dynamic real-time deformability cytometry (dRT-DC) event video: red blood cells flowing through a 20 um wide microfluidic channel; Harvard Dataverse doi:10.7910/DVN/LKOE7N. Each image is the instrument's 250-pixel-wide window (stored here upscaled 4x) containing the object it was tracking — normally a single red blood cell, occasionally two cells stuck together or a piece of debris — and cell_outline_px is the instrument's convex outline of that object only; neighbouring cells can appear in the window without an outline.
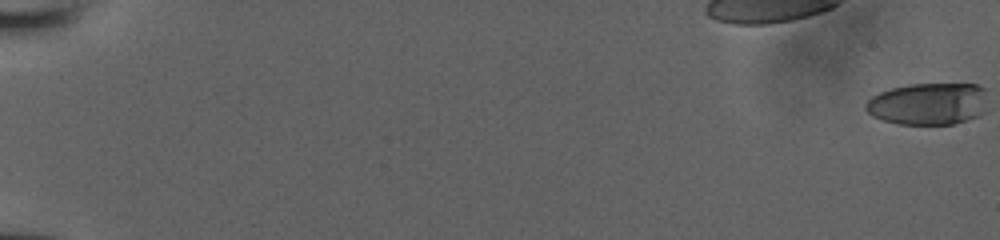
{"species": "human", "species_latin": "Homo sapiens", "temperature_condition": "room temperature", "stored_images_in_passage": 55, "camera_frame_rate_fps": 3000, "um_per_image_px": 0.085, "donor": {"sex": "male"}, "frame": {"image": 1, "passage_image": 1, "time_ms": 0.0, "image_size_px": [1000, 240], "cell_outline_px": [[984, 112], [980, 116], [952, 124], [896, 124], [872, 116], [864, 108], [864, 104], [872, 96], [880, 92], [892, 88], [912, 84], [976, 84], [984, 88]], "centroid_in_image_um": [78.87, 8.83], "position_along_channel_um": 6.1, "area_um2": 29.77}}
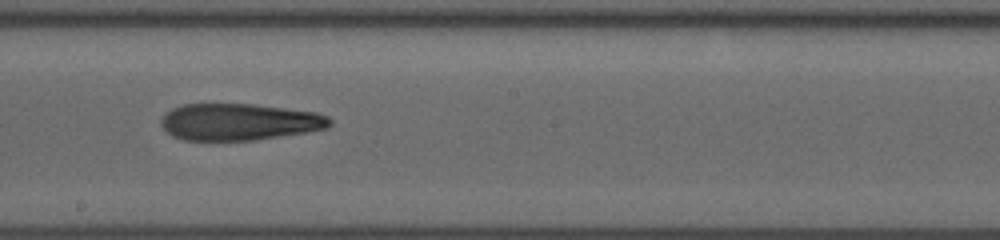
{"frame": {"image": 2, "passage_image": 34, "time_ms": 11.0, "image_size_px": [1000, 240], "cell_outline_px": [[332, 124], [328, 128], [304, 132], [252, 140], [184, 140], [172, 136], [160, 124], [160, 120], [164, 112], [172, 108], [184, 104], [252, 104], [316, 112], [328, 116], [332, 120]], "centroid_in_image_um": [20.3, 10.35], "position_along_channel_um": 227.9, "area_um2": 36.07}}
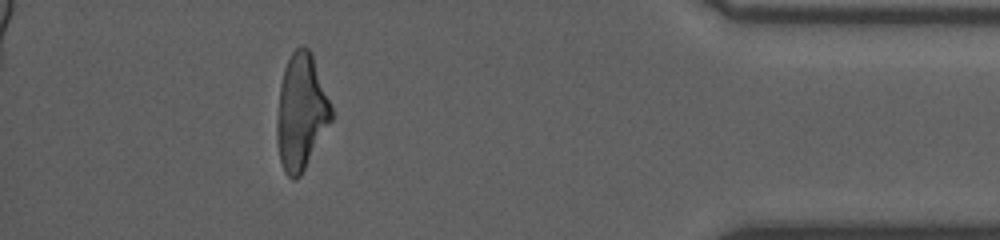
{"frame": {"image": 3, "passage_image": 50, "time_ms": 16.333, "image_size_px": [1000, 240], "cell_outline_px": [[332, 120], [300, 176], [296, 180], [292, 180], [284, 172], [280, 160], [276, 136], [276, 120], [280, 84], [284, 68], [292, 52], [300, 44], [304, 44], [312, 52], [332, 108]], "centroid_in_image_um": [25.58, 9.5], "position_along_channel_um": 409.6, "area_um2": 36.82}}